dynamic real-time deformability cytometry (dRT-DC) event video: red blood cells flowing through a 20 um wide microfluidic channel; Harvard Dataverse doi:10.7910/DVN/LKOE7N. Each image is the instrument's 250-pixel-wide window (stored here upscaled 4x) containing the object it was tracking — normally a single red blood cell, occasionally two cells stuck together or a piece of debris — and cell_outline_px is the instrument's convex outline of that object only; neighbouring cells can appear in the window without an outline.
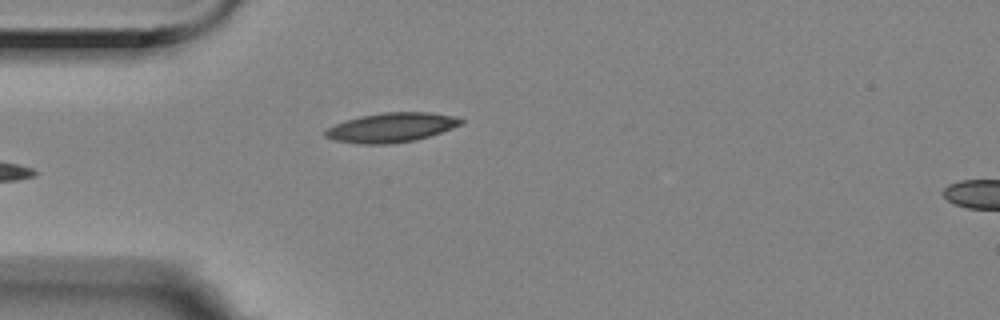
{"species": "Egyptian fruit bat (a non-hibernating species)", "species_latin": "Rousettus aegyptiacus", "temperature_condition": "room temperature", "stored_images_in_passage": 38, "camera_frame_rate_fps": 3000, "um_per_image_px": 0.085, "animal": {"sex": "female"}, "frame": {"image": 1, "passage_image": 1, "time_ms": 0.0, "image_size_px": [1000, 320], "cell_outline_px": [[464, 124], [416, 140], [392, 144], [360, 144], [332, 140], [324, 136], [324, 132], [328, 128], [344, 120], [360, 116], [384, 112], [428, 112], [456, 116], [464, 120]], "centroid_in_image_um": [33.26, 10.84], "position_along_channel_um": 51.7, "area_um2": 23.41}}
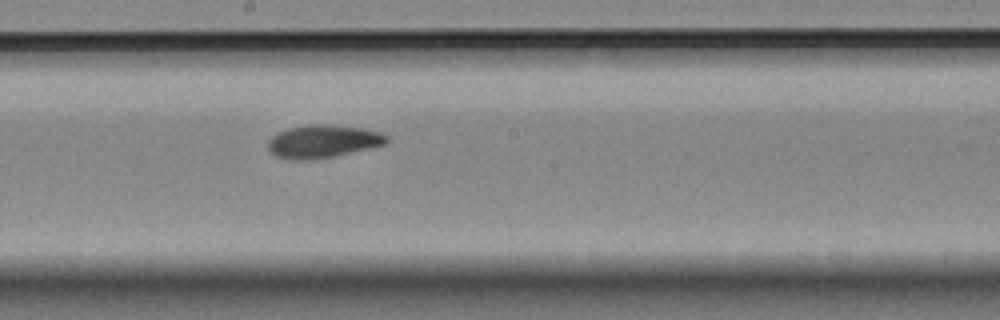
{"frame": {"image": 2, "passage_image": 16, "time_ms": 5.0, "image_size_px": [1000, 320], "cell_outline_px": [[388, 140], [384, 144], [368, 148], [332, 156], [304, 160], [292, 160], [276, 156], [268, 152], [268, 140], [276, 132], [288, 128], [312, 124], [328, 124], [360, 128], [380, 132], [388, 136]], "centroid_in_image_um": [27.38, 12.01], "position_along_channel_um": 220.8, "area_um2": 22.54}}
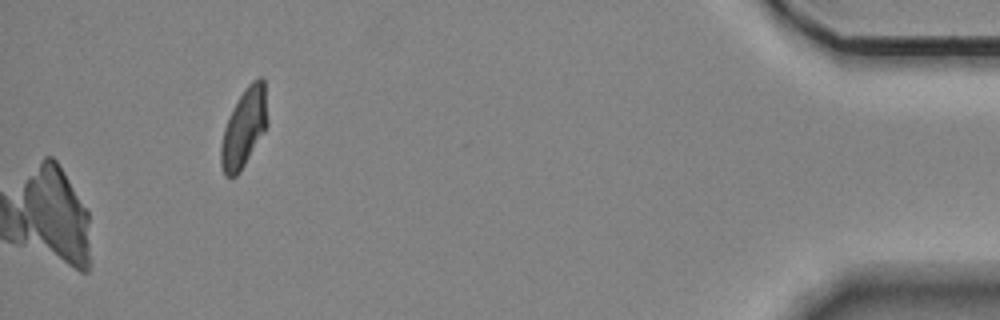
{"frame": {"image": 3, "passage_image": 38, "time_ms": 12.333, "image_size_px": [1000, 320], "cell_outline_px": [[268, 124], [264, 132], [240, 172], [236, 176], [224, 176], [220, 164], [220, 148], [224, 128], [232, 108], [248, 84], [252, 80], [260, 76], [264, 80], [268, 120]], "centroid_in_image_um": [20.74, 10.87], "position_along_channel_um": 414.5, "area_um2": 21.33}, "authors_computed_cell_mechanics": {"area_um2": 22.5998, "velocity_mm_per_s": 3.5159, "shape_relaxation_time_tau1_ms": 5.5873, "shape_relaxation_time_tau2_ms": 3.9144, "deformation_change_tau1": 0.1545, "deformation_change_tau2": 0.0829}}